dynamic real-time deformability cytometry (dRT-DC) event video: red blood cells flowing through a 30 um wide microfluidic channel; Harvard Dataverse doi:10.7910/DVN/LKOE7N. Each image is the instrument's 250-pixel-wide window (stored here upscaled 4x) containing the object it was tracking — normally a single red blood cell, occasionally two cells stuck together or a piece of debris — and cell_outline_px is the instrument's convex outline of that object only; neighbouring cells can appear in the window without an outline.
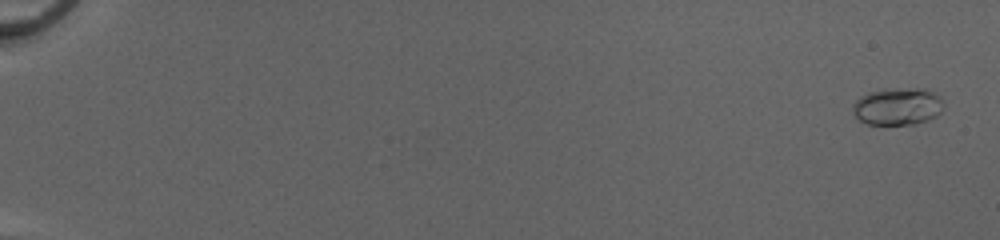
{"species": "common noctule bat (a hibernating species)", "species_latin": "Nyctalus noctula", "temperature_condition": "cold", "stored_images_in_passage": 53, "camera_frame_rate_fps": 3000, "um_per_image_px": 0.085, "animal": {"sex": "female", "body_mass_g": 20.0, "forearm_length_mm": 54.0}, "frame": {"image": 1, "passage_image": 2, "time_ms": 0.333, "image_size_px": [1000, 240], "cell_outline_px": [[944, 108], [936, 116], [928, 120], [916, 124], [868, 124], [860, 120], [852, 112], [852, 104], [860, 96], [868, 92], [884, 88], [924, 88], [940, 96], [944, 100]], "centroid_in_image_um": [76.31, 9.02], "position_along_channel_um": 8.7, "area_um2": 20.11}}
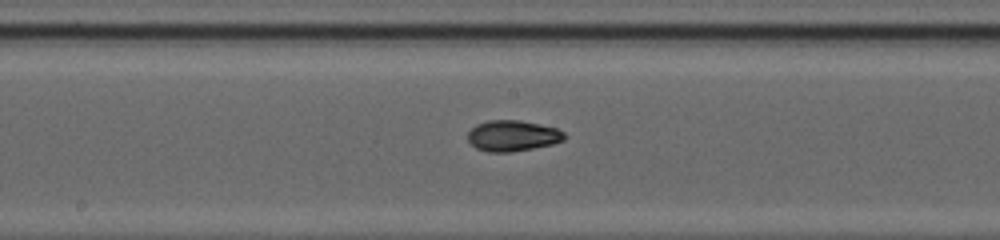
{"frame": {"image": 2, "passage_image": 31, "time_ms": 10.0, "image_size_px": [1000, 240], "cell_outline_px": [[568, 136], [564, 140], [552, 144], [512, 152], [488, 152], [476, 148], [468, 140], [468, 132], [476, 124], [488, 120], [520, 120], [540, 124], [556, 128], [564, 132]], "centroid_in_image_um": [43.58, 11.53], "position_along_channel_um": 204.6, "area_um2": 17.46}}
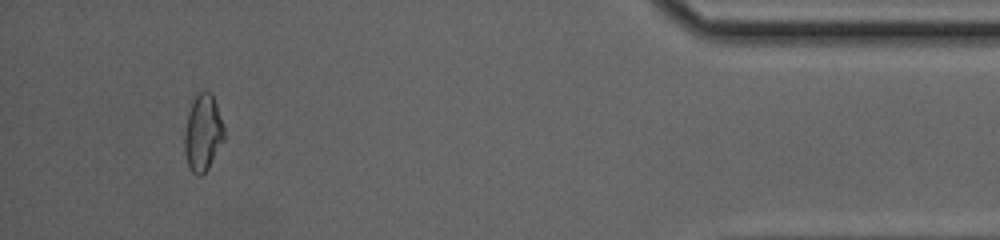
{"frame": {"image": 3, "passage_image": 50, "time_ms": 16.333, "image_size_px": [1000, 240], "cell_outline_px": [[224, 140], [208, 168], [200, 176], [196, 176], [192, 172], [188, 164], [184, 152], [184, 132], [188, 112], [192, 100], [200, 92], [208, 92], [212, 96], [216, 104], [224, 128]], "centroid_in_image_um": [17.22, 11.32], "position_along_channel_um": 418.0, "area_um2": 17.51}, "authors_computed_cell_mechanics": {"area_um2": 17.3978, "velocity_mm_per_s": 4.1858, "shape_relaxation_time_tau1_ms": 5.5314, "shape_relaxation_time_tau2_ms": 1.4337, "deformation_change_tau1": 0.1557, "deformation_change_tau2": 0.0507}}